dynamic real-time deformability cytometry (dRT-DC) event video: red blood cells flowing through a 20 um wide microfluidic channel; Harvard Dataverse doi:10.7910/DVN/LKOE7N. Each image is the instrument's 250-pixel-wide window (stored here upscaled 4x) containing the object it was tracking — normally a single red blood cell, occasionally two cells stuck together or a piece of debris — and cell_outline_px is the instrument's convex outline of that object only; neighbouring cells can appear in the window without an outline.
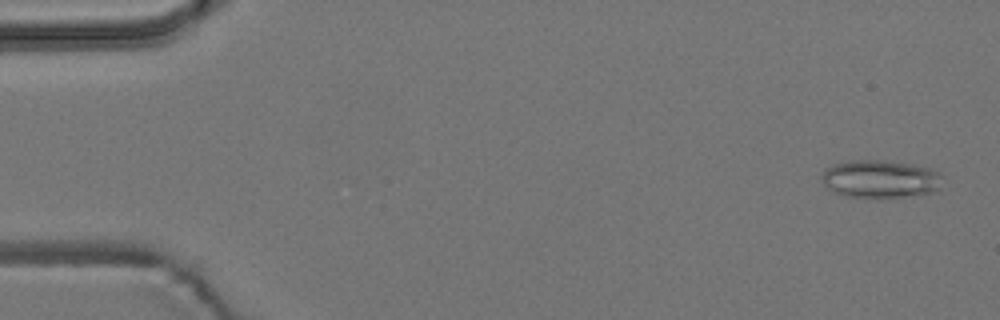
{"species": "common noctule bat (a hibernating species)", "species_latin": "Nyctalus noctula", "temperature_condition": "room temperature", "stored_images_in_passage": 8, "camera_frame_rate_fps": 3000, "um_per_image_px": 0.085, "animal": {"sex": "male", "body_mass_g": 19.2, "forearm_length_mm": 51.8}, "frame": {"image": 1, "passage_image": 1, "time_ms": 0.0, "image_size_px": [1000, 320], "cell_outline_px": [[944, 176], [940, 188], [932, 192], [880, 200], [876, 200], [848, 196], [836, 192], [828, 188], [824, 184], [820, 176], [824, 168], [836, 164], [852, 160], [884, 160], [912, 164], [928, 168], [940, 172]], "centroid_in_image_um": [74.84, 15.24], "position_along_channel_um": 10.2, "area_um2": 27.28}}